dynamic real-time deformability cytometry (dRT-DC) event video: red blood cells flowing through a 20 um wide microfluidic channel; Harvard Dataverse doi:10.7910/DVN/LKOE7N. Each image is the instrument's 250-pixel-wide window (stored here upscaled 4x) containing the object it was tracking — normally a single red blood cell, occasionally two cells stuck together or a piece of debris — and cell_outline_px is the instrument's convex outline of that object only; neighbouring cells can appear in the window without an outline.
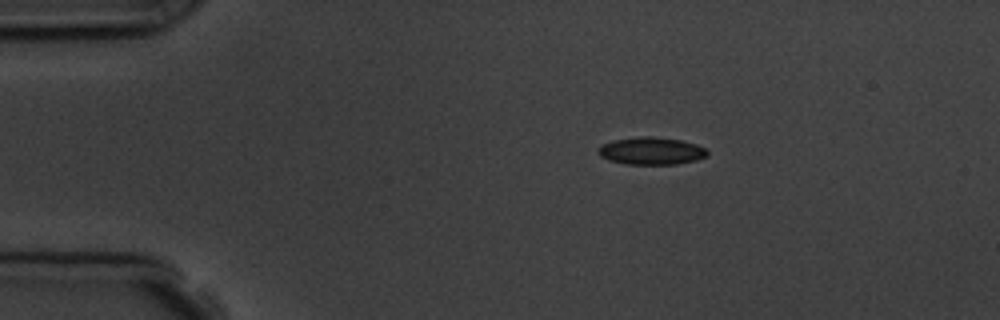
{"species": "common noctule bat (a hibernating species)", "species_latin": "Nyctalus noctula", "temperature_condition": "room temperature", "stored_images_in_passage": 5, "camera_frame_rate_fps": 3000, "um_per_image_px": 0.085, "animal": {"sex": "male", "body_mass_g": 19.5, "forearm_length_mm": 54.6}, "frame": {"image": 1, "passage_image": 2, "time_ms": 2.0, "image_size_px": [1000, 320], "cell_outline_px": [[708, 152], [704, 156], [696, 160], [676, 164], [628, 164], [608, 160], [600, 156], [596, 152], [596, 148], [600, 144], [612, 140], [644, 136], [652, 136], [680, 140], [696, 144], [708, 148]], "centroid_in_image_um": [55.31, 12.82], "position_along_channel_um": 29.7, "area_um2": 17.57}}
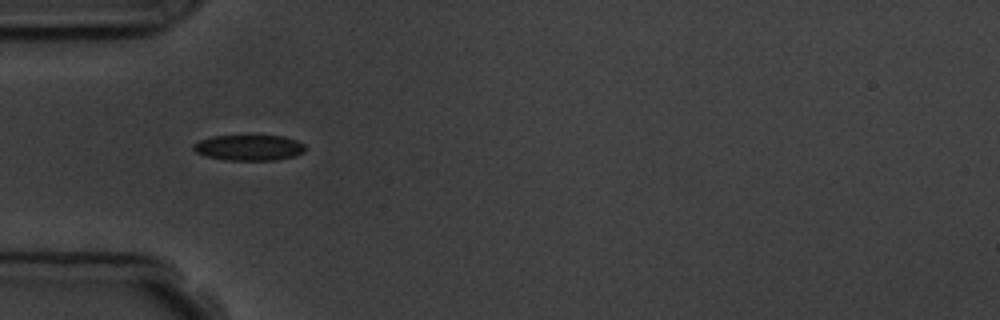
{"frame": {"image": 2, "passage_image": 4, "time_ms": 4.333, "image_size_px": [1000, 320], "cell_outline_px": [[308, 148], [304, 152], [296, 156], [276, 160], [224, 160], [208, 156], [196, 152], [192, 148], [192, 144], [200, 140], [212, 136], [284, 136], [296, 140], [304, 144]], "centroid_in_image_um": [21.2, 12.55], "position_along_channel_um": 63.8, "area_um2": 16.82}}